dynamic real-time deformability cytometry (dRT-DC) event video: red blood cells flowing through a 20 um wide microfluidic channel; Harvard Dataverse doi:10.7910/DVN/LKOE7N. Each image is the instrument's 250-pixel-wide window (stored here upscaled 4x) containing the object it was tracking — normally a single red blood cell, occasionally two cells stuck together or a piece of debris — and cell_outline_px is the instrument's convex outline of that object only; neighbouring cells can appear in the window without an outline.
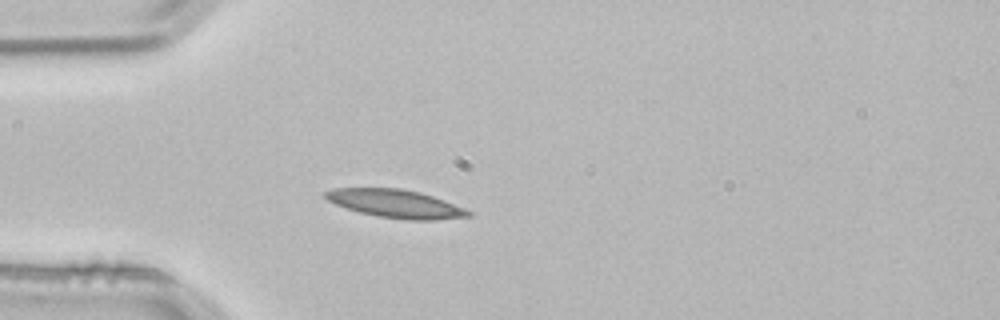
{"species": "common noctule bat (a hibernating species)", "species_latin": "Nyctalus noctula", "temperature_condition": "room temperature", "stored_images_in_passage": 2, "camera_frame_rate_fps": 3000, "um_per_image_px": 0.085, "animal": {"sex": "male", "body_mass_g": 21.5, "forearm_length_mm": 52.0}, "frame": {"image": 1, "passage_image": 2, "time_ms": 0.333, "image_size_px": [1000, 320], "cell_outline_px": [[472, 216], [436, 220], [404, 220], [376, 216], [360, 212], [336, 204], [328, 200], [324, 196], [324, 192], [332, 188], [400, 188], [420, 192], [432, 196], [464, 208], [472, 212]], "centroid_in_image_um": [33.63, 17.32], "position_along_channel_um": 51.4, "area_um2": 23.41}}